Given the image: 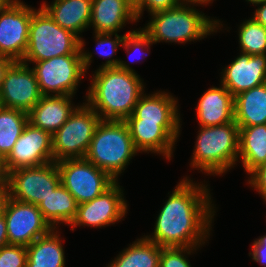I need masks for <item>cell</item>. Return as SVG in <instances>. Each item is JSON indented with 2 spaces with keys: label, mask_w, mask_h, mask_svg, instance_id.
<instances>
[{
  "label": "cell",
  "mask_w": 266,
  "mask_h": 267,
  "mask_svg": "<svg viewBox=\"0 0 266 267\" xmlns=\"http://www.w3.org/2000/svg\"><path fill=\"white\" fill-rule=\"evenodd\" d=\"M238 28L240 52L250 55L266 54V28L263 25L251 17Z\"/></svg>",
  "instance_id": "f1b7e54d"
},
{
  "label": "cell",
  "mask_w": 266,
  "mask_h": 267,
  "mask_svg": "<svg viewBox=\"0 0 266 267\" xmlns=\"http://www.w3.org/2000/svg\"><path fill=\"white\" fill-rule=\"evenodd\" d=\"M96 41V54L108 60L105 61L98 69L118 67L120 58H114L117 49L123 44L124 35L118 33H95L93 34ZM114 36V39L112 38Z\"/></svg>",
  "instance_id": "f546056e"
},
{
  "label": "cell",
  "mask_w": 266,
  "mask_h": 267,
  "mask_svg": "<svg viewBox=\"0 0 266 267\" xmlns=\"http://www.w3.org/2000/svg\"><path fill=\"white\" fill-rule=\"evenodd\" d=\"M137 21L127 0H92L89 28H94L93 33H118L126 23Z\"/></svg>",
  "instance_id": "d6986e66"
},
{
  "label": "cell",
  "mask_w": 266,
  "mask_h": 267,
  "mask_svg": "<svg viewBox=\"0 0 266 267\" xmlns=\"http://www.w3.org/2000/svg\"><path fill=\"white\" fill-rule=\"evenodd\" d=\"M61 184L78 204L93 200L116 181L86 158L65 159L57 162Z\"/></svg>",
  "instance_id": "30bf717a"
},
{
  "label": "cell",
  "mask_w": 266,
  "mask_h": 267,
  "mask_svg": "<svg viewBox=\"0 0 266 267\" xmlns=\"http://www.w3.org/2000/svg\"><path fill=\"white\" fill-rule=\"evenodd\" d=\"M254 6H259L255 9V12L251 17H253L259 24L266 28V1L256 4Z\"/></svg>",
  "instance_id": "8d00e7d4"
},
{
  "label": "cell",
  "mask_w": 266,
  "mask_h": 267,
  "mask_svg": "<svg viewBox=\"0 0 266 267\" xmlns=\"http://www.w3.org/2000/svg\"><path fill=\"white\" fill-rule=\"evenodd\" d=\"M200 247H161L159 267H191L188 255Z\"/></svg>",
  "instance_id": "4dcf8cb0"
},
{
  "label": "cell",
  "mask_w": 266,
  "mask_h": 267,
  "mask_svg": "<svg viewBox=\"0 0 266 267\" xmlns=\"http://www.w3.org/2000/svg\"><path fill=\"white\" fill-rule=\"evenodd\" d=\"M29 122L21 110L0 106V156L5 159Z\"/></svg>",
  "instance_id": "83f0119b"
},
{
  "label": "cell",
  "mask_w": 266,
  "mask_h": 267,
  "mask_svg": "<svg viewBox=\"0 0 266 267\" xmlns=\"http://www.w3.org/2000/svg\"><path fill=\"white\" fill-rule=\"evenodd\" d=\"M195 4L202 6L201 3L184 2L177 7L152 13L149 22L141 29L154 44L163 41L185 44L222 30L224 24L219 19L207 17L194 8Z\"/></svg>",
  "instance_id": "3957f363"
},
{
  "label": "cell",
  "mask_w": 266,
  "mask_h": 267,
  "mask_svg": "<svg viewBox=\"0 0 266 267\" xmlns=\"http://www.w3.org/2000/svg\"><path fill=\"white\" fill-rule=\"evenodd\" d=\"M135 9L144 1V0H127Z\"/></svg>",
  "instance_id": "ee69618b"
},
{
  "label": "cell",
  "mask_w": 266,
  "mask_h": 267,
  "mask_svg": "<svg viewBox=\"0 0 266 267\" xmlns=\"http://www.w3.org/2000/svg\"><path fill=\"white\" fill-rule=\"evenodd\" d=\"M58 231L52 229L26 247V267H65V251Z\"/></svg>",
  "instance_id": "cb8c5ba5"
},
{
  "label": "cell",
  "mask_w": 266,
  "mask_h": 267,
  "mask_svg": "<svg viewBox=\"0 0 266 267\" xmlns=\"http://www.w3.org/2000/svg\"><path fill=\"white\" fill-rule=\"evenodd\" d=\"M43 218L53 229L59 224L68 226L76 217L78 203L73 195L60 183L51 193L38 205Z\"/></svg>",
  "instance_id": "d4e9b609"
},
{
  "label": "cell",
  "mask_w": 266,
  "mask_h": 267,
  "mask_svg": "<svg viewBox=\"0 0 266 267\" xmlns=\"http://www.w3.org/2000/svg\"><path fill=\"white\" fill-rule=\"evenodd\" d=\"M248 184L258 191L264 202L266 203V163L264 165L258 166L253 171L248 174Z\"/></svg>",
  "instance_id": "e575fe53"
},
{
  "label": "cell",
  "mask_w": 266,
  "mask_h": 267,
  "mask_svg": "<svg viewBox=\"0 0 266 267\" xmlns=\"http://www.w3.org/2000/svg\"><path fill=\"white\" fill-rule=\"evenodd\" d=\"M221 82L232 95L266 83V54L250 55L240 52L221 72Z\"/></svg>",
  "instance_id": "e0dca14e"
},
{
  "label": "cell",
  "mask_w": 266,
  "mask_h": 267,
  "mask_svg": "<svg viewBox=\"0 0 266 267\" xmlns=\"http://www.w3.org/2000/svg\"><path fill=\"white\" fill-rule=\"evenodd\" d=\"M71 95H43L28 113L29 122L53 135L79 106ZM72 98V99H71Z\"/></svg>",
  "instance_id": "ffe728a7"
},
{
  "label": "cell",
  "mask_w": 266,
  "mask_h": 267,
  "mask_svg": "<svg viewBox=\"0 0 266 267\" xmlns=\"http://www.w3.org/2000/svg\"><path fill=\"white\" fill-rule=\"evenodd\" d=\"M198 132L190 163L192 169L220 176L240 162L239 127L235 121L223 125L200 126Z\"/></svg>",
  "instance_id": "277c9868"
},
{
  "label": "cell",
  "mask_w": 266,
  "mask_h": 267,
  "mask_svg": "<svg viewBox=\"0 0 266 267\" xmlns=\"http://www.w3.org/2000/svg\"><path fill=\"white\" fill-rule=\"evenodd\" d=\"M69 54H82L80 38L60 27L42 6L34 8L28 46L21 62L45 61Z\"/></svg>",
  "instance_id": "52a82bcc"
},
{
  "label": "cell",
  "mask_w": 266,
  "mask_h": 267,
  "mask_svg": "<svg viewBox=\"0 0 266 267\" xmlns=\"http://www.w3.org/2000/svg\"><path fill=\"white\" fill-rule=\"evenodd\" d=\"M42 96L33 68L14 61L6 70L1 84L0 106L28 114Z\"/></svg>",
  "instance_id": "5bb4252c"
},
{
  "label": "cell",
  "mask_w": 266,
  "mask_h": 267,
  "mask_svg": "<svg viewBox=\"0 0 266 267\" xmlns=\"http://www.w3.org/2000/svg\"><path fill=\"white\" fill-rule=\"evenodd\" d=\"M8 197V186L6 180L0 182V214L3 212L5 201Z\"/></svg>",
  "instance_id": "ab89813d"
},
{
  "label": "cell",
  "mask_w": 266,
  "mask_h": 267,
  "mask_svg": "<svg viewBox=\"0 0 266 267\" xmlns=\"http://www.w3.org/2000/svg\"><path fill=\"white\" fill-rule=\"evenodd\" d=\"M184 2H196L201 3L203 5H208L210 3H213L214 0H183Z\"/></svg>",
  "instance_id": "b9f144b4"
},
{
  "label": "cell",
  "mask_w": 266,
  "mask_h": 267,
  "mask_svg": "<svg viewBox=\"0 0 266 267\" xmlns=\"http://www.w3.org/2000/svg\"><path fill=\"white\" fill-rule=\"evenodd\" d=\"M144 80L122 59L118 67L93 73L85 102L101 120H125L145 92Z\"/></svg>",
  "instance_id": "7a4b0ae2"
},
{
  "label": "cell",
  "mask_w": 266,
  "mask_h": 267,
  "mask_svg": "<svg viewBox=\"0 0 266 267\" xmlns=\"http://www.w3.org/2000/svg\"><path fill=\"white\" fill-rule=\"evenodd\" d=\"M161 246L144 236L129 244L107 267H159Z\"/></svg>",
  "instance_id": "4316f807"
},
{
  "label": "cell",
  "mask_w": 266,
  "mask_h": 267,
  "mask_svg": "<svg viewBox=\"0 0 266 267\" xmlns=\"http://www.w3.org/2000/svg\"><path fill=\"white\" fill-rule=\"evenodd\" d=\"M13 62L14 61L12 59L5 57L3 55H0V91H1V84L4 79L5 72Z\"/></svg>",
  "instance_id": "f35d334b"
},
{
  "label": "cell",
  "mask_w": 266,
  "mask_h": 267,
  "mask_svg": "<svg viewBox=\"0 0 266 267\" xmlns=\"http://www.w3.org/2000/svg\"><path fill=\"white\" fill-rule=\"evenodd\" d=\"M13 0H0V11L3 10Z\"/></svg>",
  "instance_id": "f6af8a7d"
},
{
  "label": "cell",
  "mask_w": 266,
  "mask_h": 267,
  "mask_svg": "<svg viewBox=\"0 0 266 267\" xmlns=\"http://www.w3.org/2000/svg\"><path fill=\"white\" fill-rule=\"evenodd\" d=\"M152 44L154 43L150 40V37L140 27V29L137 28V30H130L125 34L121 47L123 46V48L126 50V53H128V57L133 52H141V57L145 58L147 56H145V53L147 54L150 52L149 49L151 48Z\"/></svg>",
  "instance_id": "1f68e13d"
},
{
  "label": "cell",
  "mask_w": 266,
  "mask_h": 267,
  "mask_svg": "<svg viewBox=\"0 0 266 267\" xmlns=\"http://www.w3.org/2000/svg\"><path fill=\"white\" fill-rule=\"evenodd\" d=\"M34 8L21 0H13L0 11V55L22 61Z\"/></svg>",
  "instance_id": "7c38bea8"
},
{
  "label": "cell",
  "mask_w": 266,
  "mask_h": 267,
  "mask_svg": "<svg viewBox=\"0 0 266 267\" xmlns=\"http://www.w3.org/2000/svg\"><path fill=\"white\" fill-rule=\"evenodd\" d=\"M196 116L201 127L233 122V95L222 84L220 87L208 88L199 98Z\"/></svg>",
  "instance_id": "44dd1931"
},
{
  "label": "cell",
  "mask_w": 266,
  "mask_h": 267,
  "mask_svg": "<svg viewBox=\"0 0 266 267\" xmlns=\"http://www.w3.org/2000/svg\"><path fill=\"white\" fill-rule=\"evenodd\" d=\"M260 245L263 247H266V235L264 234L263 236L255 239Z\"/></svg>",
  "instance_id": "7bdbcfd3"
},
{
  "label": "cell",
  "mask_w": 266,
  "mask_h": 267,
  "mask_svg": "<svg viewBox=\"0 0 266 267\" xmlns=\"http://www.w3.org/2000/svg\"><path fill=\"white\" fill-rule=\"evenodd\" d=\"M138 152L124 120H101L85 158L118 181Z\"/></svg>",
  "instance_id": "5b68a950"
},
{
  "label": "cell",
  "mask_w": 266,
  "mask_h": 267,
  "mask_svg": "<svg viewBox=\"0 0 266 267\" xmlns=\"http://www.w3.org/2000/svg\"><path fill=\"white\" fill-rule=\"evenodd\" d=\"M5 180L4 159L0 156V182Z\"/></svg>",
  "instance_id": "60d3db41"
},
{
  "label": "cell",
  "mask_w": 266,
  "mask_h": 267,
  "mask_svg": "<svg viewBox=\"0 0 266 267\" xmlns=\"http://www.w3.org/2000/svg\"><path fill=\"white\" fill-rule=\"evenodd\" d=\"M26 264L25 246L8 244L0 249V267H26Z\"/></svg>",
  "instance_id": "d6a6232c"
},
{
  "label": "cell",
  "mask_w": 266,
  "mask_h": 267,
  "mask_svg": "<svg viewBox=\"0 0 266 267\" xmlns=\"http://www.w3.org/2000/svg\"><path fill=\"white\" fill-rule=\"evenodd\" d=\"M8 197L38 206L60 183L57 162L15 169L5 175Z\"/></svg>",
  "instance_id": "9c48e42d"
},
{
  "label": "cell",
  "mask_w": 266,
  "mask_h": 267,
  "mask_svg": "<svg viewBox=\"0 0 266 267\" xmlns=\"http://www.w3.org/2000/svg\"><path fill=\"white\" fill-rule=\"evenodd\" d=\"M8 245L7 224L3 212L0 214V249Z\"/></svg>",
  "instance_id": "74e56055"
},
{
  "label": "cell",
  "mask_w": 266,
  "mask_h": 267,
  "mask_svg": "<svg viewBox=\"0 0 266 267\" xmlns=\"http://www.w3.org/2000/svg\"><path fill=\"white\" fill-rule=\"evenodd\" d=\"M245 1H247L248 3H250L252 5H256V4L262 3L266 0H245Z\"/></svg>",
  "instance_id": "bcb514c9"
},
{
  "label": "cell",
  "mask_w": 266,
  "mask_h": 267,
  "mask_svg": "<svg viewBox=\"0 0 266 267\" xmlns=\"http://www.w3.org/2000/svg\"><path fill=\"white\" fill-rule=\"evenodd\" d=\"M124 121L139 153L151 152L161 154L167 160L172 159L182 124H149L141 123V120Z\"/></svg>",
  "instance_id": "2e32d148"
},
{
  "label": "cell",
  "mask_w": 266,
  "mask_h": 267,
  "mask_svg": "<svg viewBox=\"0 0 266 267\" xmlns=\"http://www.w3.org/2000/svg\"><path fill=\"white\" fill-rule=\"evenodd\" d=\"M100 121L99 115L86 102L78 106L52 135L54 161L85 158Z\"/></svg>",
  "instance_id": "ba28073f"
},
{
  "label": "cell",
  "mask_w": 266,
  "mask_h": 267,
  "mask_svg": "<svg viewBox=\"0 0 266 267\" xmlns=\"http://www.w3.org/2000/svg\"><path fill=\"white\" fill-rule=\"evenodd\" d=\"M234 121L238 127L266 124V83L234 97Z\"/></svg>",
  "instance_id": "603a6c76"
},
{
  "label": "cell",
  "mask_w": 266,
  "mask_h": 267,
  "mask_svg": "<svg viewBox=\"0 0 266 267\" xmlns=\"http://www.w3.org/2000/svg\"><path fill=\"white\" fill-rule=\"evenodd\" d=\"M251 249L252 250L249 252V256H252V260L266 267V247H263L256 240H254Z\"/></svg>",
  "instance_id": "d590c367"
},
{
  "label": "cell",
  "mask_w": 266,
  "mask_h": 267,
  "mask_svg": "<svg viewBox=\"0 0 266 267\" xmlns=\"http://www.w3.org/2000/svg\"><path fill=\"white\" fill-rule=\"evenodd\" d=\"M201 183L193 182L189 176L181 179L159 211L154 232L143 236L161 247L205 245L216 207L210 188Z\"/></svg>",
  "instance_id": "6da1fadb"
},
{
  "label": "cell",
  "mask_w": 266,
  "mask_h": 267,
  "mask_svg": "<svg viewBox=\"0 0 266 267\" xmlns=\"http://www.w3.org/2000/svg\"><path fill=\"white\" fill-rule=\"evenodd\" d=\"M52 161V135L28 122L4 159V173L6 175L15 169L37 167Z\"/></svg>",
  "instance_id": "9a60e30c"
},
{
  "label": "cell",
  "mask_w": 266,
  "mask_h": 267,
  "mask_svg": "<svg viewBox=\"0 0 266 267\" xmlns=\"http://www.w3.org/2000/svg\"><path fill=\"white\" fill-rule=\"evenodd\" d=\"M144 93L135 105L133 114L125 120H141L149 124H181L178 98L165 91Z\"/></svg>",
  "instance_id": "ac0fdd59"
},
{
  "label": "cell",
  "mask_w": 266,
  "mask_h": 267,
  "mask_svg": "<svg viewBox=\"0 0 266 267\" xmlns=\"http://www.w3.org/2000/svg\"><path fill=\"white\" fill-rule=\"evenodd\" d=\"M3 214L7 224L8 244L27 247L53 228L43 218L38 206L7 197Z\"/></svg>",
  "instance_id": "8fae6325"
},
{
  "label": "cell",
  "mask_w": 266,
  "mask_h": 267,
  "mask_svg": "<svg viewBox=\"0 0 266 267\" xmlns=\"http://www.w3.org/2000/svg\"><path fill=\"white\" fill-rule=\"evenodd\" d=\"M238 159L247 174L266 163V124L239 127Z\"/></svg>",
  "instance_id": "484cf974"
},
{
  "label": "cell",
  "mask_w": 266,
  "mask_h": 267,
  "mask_svg": "<svg viewBox=\"0 0 266 267\" xmlns=\"http://www.w3.org/2000/svg\"><path fill=\"white\" fill-rule=\"evenodd\" d=\"M92 0H53L50 5L41 6L63 29L69 30L80 39V35L89 28Z\"/></svg>",
  "instance_id": "7402d4cb"
},
{
  "label": "cell",
  "mask_w": 266,
  "mask_h": 267,
  "mask_svg": "<svg viewBox=\"0 0 266 267\" xmlns=\"http://www.w3.org/2000/svg\"><path fill=\"white\" fill-rule=\"evenodd\" d=\"M122 188L119 181H116L93 200L78 204L76 217L70 224L71 231L78 226L101 228L124 220L123 217L128 213V204Z\"/></svg>",
  "instance_id": "4fadbf2b"
},
{
  "label": "cell",
  "mask_w": 266,
  "mask_h": 267,
  "mask_svg": "<svg viewBox=\"0 0 266 267\" xmlns=\"http://www.w3.org/2000/svg\"><path fill=\"white\" fill-rule=\"evenodd\" d=\"M85 40L80 39L82 54H69L33 63L32 67L42 95L76 94L78 85L93 61V53L84 49Z\"/></svg>",
  "instance_id": "8992f818"
},
{
  "label": "cell",
  "mask_w": 266,
  "mask_h": 267,
  "mask_svg": "<svg viewBox=\"0 0 266 267\" xmlns=\"http://www.w3.org/2000/svg\"><path fill=\"white\" fill-rule=\"evenodd\" d=\"M183 0H144L136 9L137 20L142 18L143 11L147 10L149 15L158 11L168 10L183 4Z\"/></svg>",
  "instance_id": "836d02e7"
}]
</instances>
